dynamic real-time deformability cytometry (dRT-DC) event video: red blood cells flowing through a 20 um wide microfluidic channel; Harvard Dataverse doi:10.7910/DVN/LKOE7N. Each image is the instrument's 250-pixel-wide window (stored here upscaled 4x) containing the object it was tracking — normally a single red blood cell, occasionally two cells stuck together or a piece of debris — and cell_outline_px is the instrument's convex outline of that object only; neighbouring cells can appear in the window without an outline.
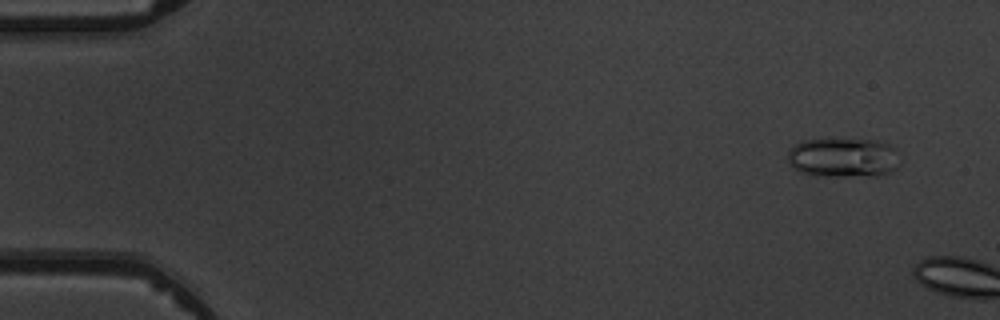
{"species": "common noctule bat (a hibernating species)", "species_latin": "Nyctalus noctula", "temperature_condition": "warm", "stored_images_in_passage": 3, "camera_frame_rate_fps": 3000, "um_per_image_px": 0.085, "animal": {"sex": "male", "body_mass_g": 19.5, "forearm_length_mm": 54.6}, "frame": {"image": 1, "passage_image": 2, "time_ms": 1.0, "image_size_px": [1000, 320], "cell_outline_px": [[900, 164], [896, 168], [880, 176], [816, 176], [800, 172], [792, 168], [788, 164], [788, 152], [796, 144], [804, 140], [828, 136], [832, 136], [876, 140], [888, 144], [896, 148]], "centroid_in_image_um": [71.67, 13.35], "position_along_channel_um": 13.3, "area_um2": 27.05}}